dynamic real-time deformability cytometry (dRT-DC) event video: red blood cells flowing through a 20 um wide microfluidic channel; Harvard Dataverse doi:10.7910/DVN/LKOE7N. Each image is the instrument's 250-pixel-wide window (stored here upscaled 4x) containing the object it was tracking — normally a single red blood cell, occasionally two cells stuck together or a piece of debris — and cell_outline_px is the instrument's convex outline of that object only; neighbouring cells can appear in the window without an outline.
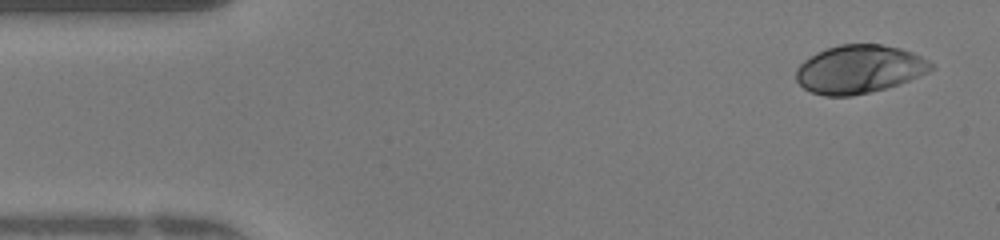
{"species": "human", "species_latin": "Homo sapiens", "temperature_condition": "warm", "stored_images_in_passage": 47, "camera_frame_rate_fps": 3000, "um_per_image_px": 0.085, "donor": {"sex": "female"}, "frame": {"image": 1, "passage_image": 2, "time_ms": 0.333, "image_size_px": [1000, 240], "cell_outline_px": [[936, 68], [928, 72], [900, 84], [852, 96], [824, 96], [812, 92], [804, 88], [796, 80], [796, 68], [804, 60], [816, 52], [824, 48], [840, 44], [880, 44], [900, 48], [912, 52], [936, 64]], "centroid_in_image_um": [73.04, 5.87], "position_along_channel_um": 12.0, "area_um2": 38.15}}
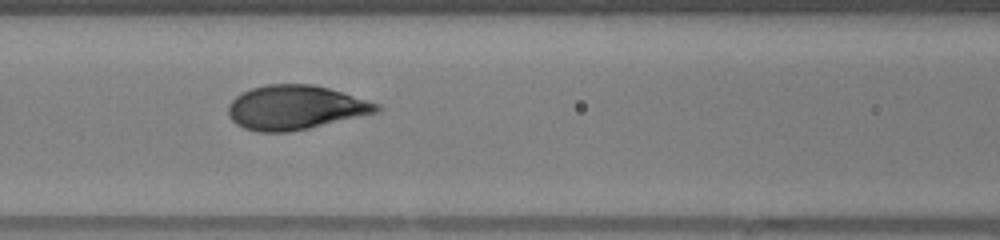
{"frame": {"image": 2, "passage_image": 19, "time_ms": 6.0, "image_size_px": [1000, 240], "cell_outline_px": [[380, 112], [308, 128], [288, 132], [256, 132], [244, 128], [236, 124], [228, 116], [228, 104], [236, 96], [252, 88], [268, 84], [312, 84], [344, 92], [380, 104]], "centroid_in_image_um": [25.11, 9.14], "position_along_channel_um": 141.5, "area_um2": 38.32}}
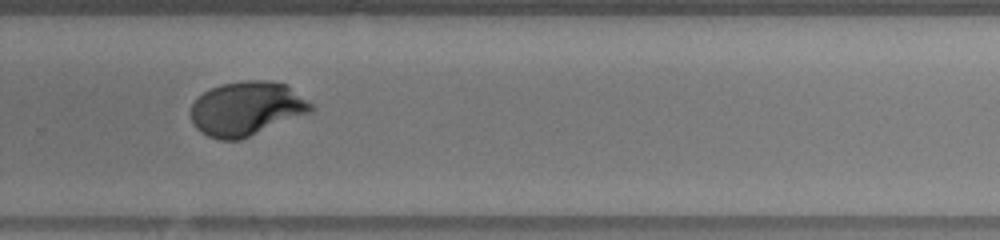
{"frame": {"image": 3, "passage_image": 31, "time_ms": 10.0, "image_size_px": [1000, 240], "cell_outline_px": [[316, 108], [312, 112], [240, 140], [220, 140], [208, 136], [200, 132], [192, 124], [192, 104], [204, 92], [220, 84], [244, 80], [268, 80], [284, 84], [312, 104]], "centroid_in_image_um": [20.96, 9.24], "position_along_channel_um": 308.8, "area_um2": 37.74}, "authors_computed_cell_mechanics": {"area_um2": 37.7434, "velocity_mm_per_s": 4.205, "shape_relaxation_time_tau1_ms": 4.0338, "shape_relaxation_time_tau2_ms": null, "deformation_change_tau1": 0.2239, "deformation_change_tau2": null}}